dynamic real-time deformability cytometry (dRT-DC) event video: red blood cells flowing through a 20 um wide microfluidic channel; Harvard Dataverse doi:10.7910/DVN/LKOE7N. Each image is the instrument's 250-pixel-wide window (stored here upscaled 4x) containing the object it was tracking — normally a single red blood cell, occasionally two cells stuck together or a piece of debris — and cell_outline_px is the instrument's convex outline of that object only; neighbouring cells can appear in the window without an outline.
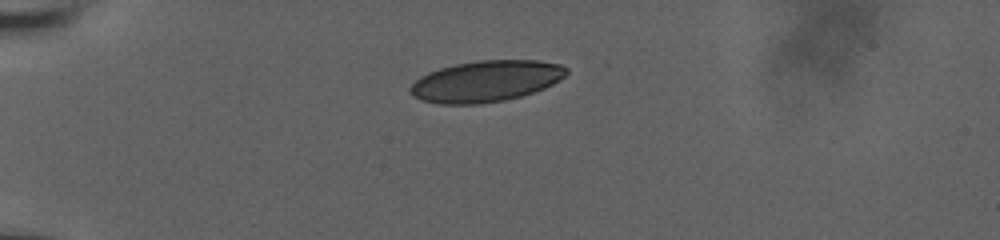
{"species": "human", "species_latin": "Homo sapiens", "temperature_condition": "room temperature", "stored_images_in_passage": 41, "camera_frame_rate_fps": 3000, "um_per_image_px": 0.085, "donor": {"sex": "male"}, "frame": {"image": 1, "passage_image": 1, "time_ms": 0.0, "image_size_px": [1000, 240], "cell_outline_px": [[568, 72], [560, 80], [544, 88], [520, 96], [504, 100], [480, 104], [440, 104], [420, 100], [412, 96], [408, 92], [408, 88], [420, 76], [428, 72], [440, 68], [456, 64], [476, 60], [536, 60], [560, 64], [568, 68]], "centroid_in_image_um": [41.27, 6.9], "position_along_channel_um": 43.7, "area_um2": 37.63}}
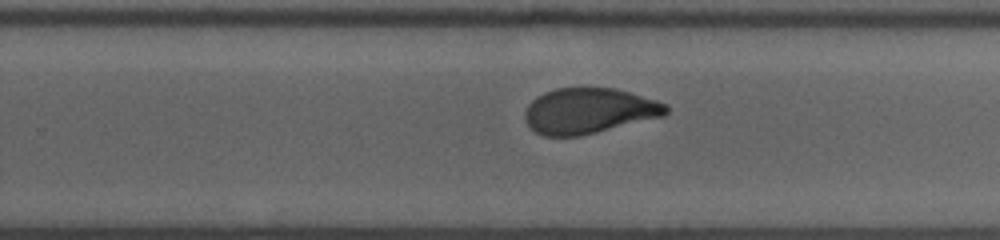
{"frame": {"image": 2, "passage_image": 23, "time_ms": 7.333, "image_size_px": [1000, 240], "cell_outline_px": [[668, 112], [664, 116], [580, 136], [544, 136], [528, 128], [524, 116], [524, 112], [528, 104], [532, 100], [544, 92], [556, 88], [616, 88], [656, 100], [668, 104]], "centroid_in_image_um": [50.04, 9.42], "position_along_channel_um": 279.8, "area_um2": 37.57}}
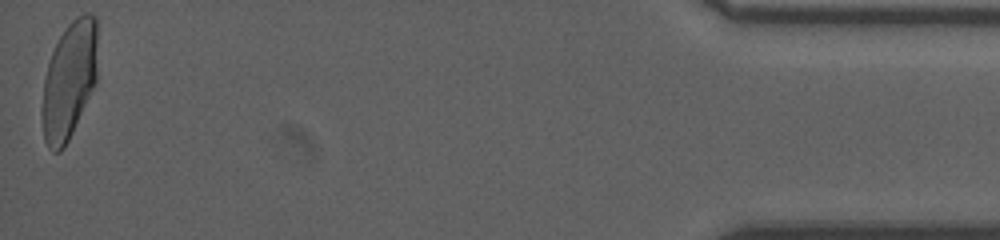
{"frame": {"image": 3, "passage_image": 41, "time_ms": 13.333, "image_size_px": [1000, 240], "cell_outline_px": [[96, 84], [64, 148], [60, 152], [52, 152], [48, 148], [44, 140], [40, 112], [44, 80], [48, 64], [52, 52], [60, 36], [68, 24], [76, 16], [84, 12], [88, 12], [96, 16]], "centroid_in_image_um": [5.86, 6.85], "position_along_channel_um": 429.3, "area_um2": 38.15}, "authors_computed_cell_mechanics": {"area_um2": 38.5526, "velocity_mm_per_s": 3.8427, "shape_relaxation_time_tau1_ms": 10.6901, "shape_relaxation_time_tau2_ms": 0.8784, "deformation_change_tau1": 0.2513, "deformation_change_tau2": 0.0541}}